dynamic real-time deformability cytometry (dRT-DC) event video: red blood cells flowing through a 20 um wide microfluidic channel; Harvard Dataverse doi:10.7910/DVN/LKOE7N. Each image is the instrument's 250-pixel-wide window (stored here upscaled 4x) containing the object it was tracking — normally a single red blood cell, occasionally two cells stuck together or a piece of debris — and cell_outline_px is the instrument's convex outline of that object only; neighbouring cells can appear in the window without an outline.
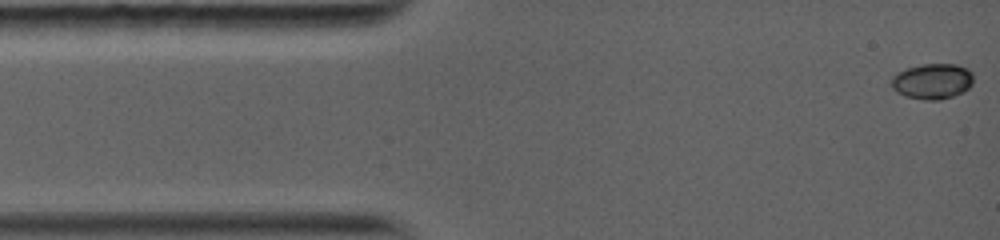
{"species": "common noctule bat (a hibernating species)", "species_latin": "Nyctalus noctula", "temperature_condition": "warm", "stored_images_in_passage": 48, "camera_frame_rate_fps": 5000, "um_per_image_px": 0.085, "animal": {"sex": "female", "body_mass_g": 19.0, "forearm_length_mm": 56.7}, "frame": {"image": 1, "passage_image": 1, "time_ms": 0.0, "image_size_px": [1000, 240], "cell_outline_px": [[972, 84], [964, 92], [940, 100], [924, 100], [904, 96], [896, 92], [892, 88], [892, 76], [896, 72], [908, 68], [924, 64], [956, 64], [968, 68], [972, 72]], "centroid_in_image_um": [79.25, 6.91], "position_along_channel_um": 5.8, "area_um2": 17.11}}
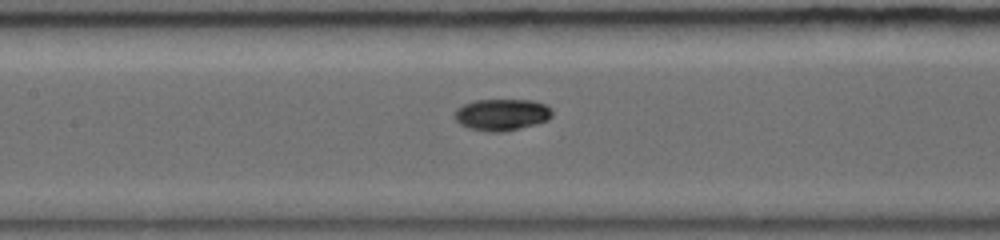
{"frame": {"image": 2, "passage_image": 22, "time_ms": 5.8, "image_size_px": [1000, 240], "cell_outline_px": [[552, 116], [548, 120], [536, 124], [504, 132], [484, 132], [468, 128], [460, 124], [452, 116], [456, 108], [464, 104], [476, 100], [532, 100], [548, 104], [552, 108]], "centroid_in_image_um": [42.65, 9.75], "position_along_channel_um": 164.7, "area_um2": 18.38}}
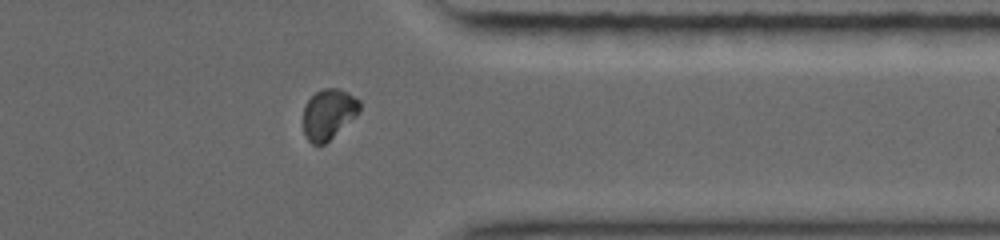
{"frame": {"image": 3, "passage_image": 39, "time_ms": 11.2, "image_size_px": [1000, 240], "cell_outline_px": [[360, 112], [356, 116], [324, 144], [312, 144], [304, 136], [304, 108], [308, 100], [316, 92], [324, 88], [336, 88], [348, 92], [360, 100]], "centroid_in_image_um": [27.94, 9.69], "position_along_channel_um": 383.5, "area_um2": 16.42}, "authors_computed_cell_mechanics": {"area_um2": 17.1377, "velocity_mm_per_s": 4.1255, "shape_relaxation_time_tau1_ms": 3.6996, "shape_relaxation_time_tau2_ms": null, "deformation_change_tau1": 0.1772, "deformation_change_tau2": null}}